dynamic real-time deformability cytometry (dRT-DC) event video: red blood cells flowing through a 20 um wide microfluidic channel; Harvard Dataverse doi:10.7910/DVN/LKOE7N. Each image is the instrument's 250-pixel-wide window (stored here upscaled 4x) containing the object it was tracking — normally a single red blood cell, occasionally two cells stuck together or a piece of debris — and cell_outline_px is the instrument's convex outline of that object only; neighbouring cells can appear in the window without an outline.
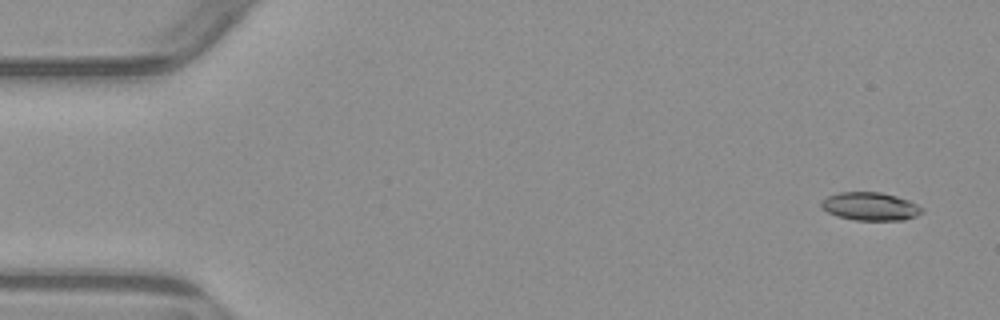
{"species": "common noctule bat (a hibernating species)", "species_latin": "Nyctalus noctula", "temperature_condition": "warm", "stored_images_in_passage": 7, "camera_frame_rate_fps": 3000, "um_per_image_px": 0.085, "animal": {"sex": "male", "body_mass_g": 23.1, "forearm_length_mm": 52.7}, "frame": {"image": 1, "passage_image": 1, "time_ms": 0.0, "image_size_px": [1000, 320], "cell_outline_px": [[924, 212], [916, 216], [904, 220], [856, 220], [836, 216], [828, 212], [820, 204], [820, 200], [828, 196], [840, 192], [880, 192], [896, 196], [908, 200], [924, 208]], "centroid_in_image_um": [73.98, 17.54], "position_along_channel_um": 11.0, "area_um2": 16.53}}
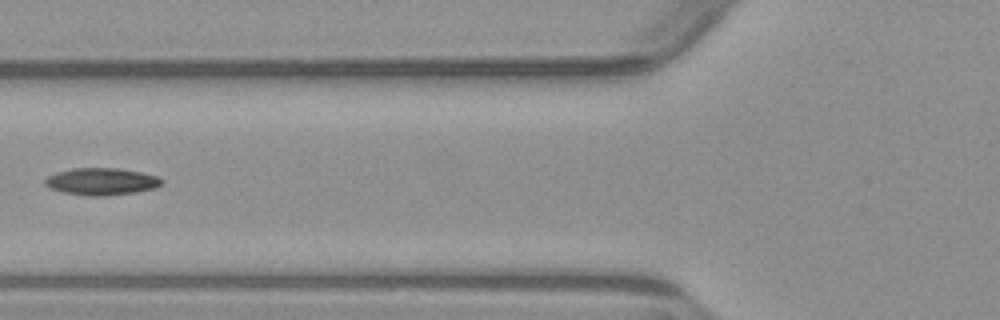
{"frame": {"image": 2, "passage_image": 6, "time_ms": 6.0, "image_size_px": [1000, 320], "cell_outline_px": [[164, 180], [156, 188], [136, 192], [104, 196], [88, 196], [64, 192], [48, 188], [44, 184], [44, 180], [48, 176], [56, 172], [72, 168], [116, 168], [140, 172], [156, 176]], "centroid_in_image_um": [8.6, 15.43], "position_along_channel_um": 117.2, "area_um2": 18.44}}
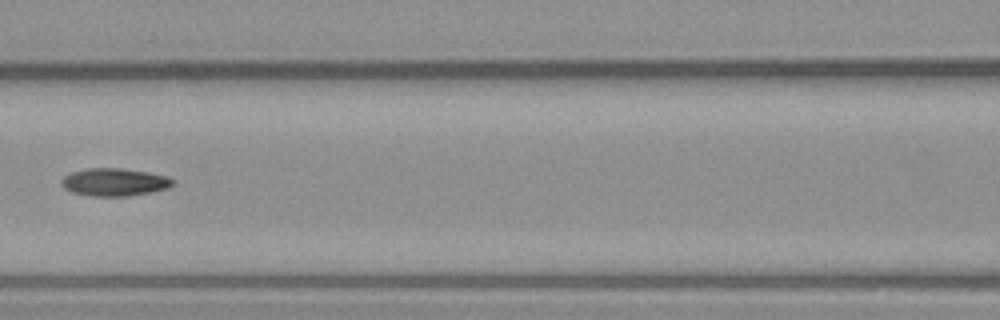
{"frame": {"image": 3, "passage_image": 7, "time_ms": 7.0, "image_size_px": [1000, 320], "cell_outline_px": [[172, 184], [168, 188], [152, 192], [128, 196], [92, 196], [72, 192], [64, 188], [60, 184], [60, 180], [64, 176], [72, 172], [84, 168], [120, 168], [148, 172], [168, 176], [172, 180]], "centroid_in_image_um": [9.69, 15.48], "position_along_channel_um": 156.9, "area_um2": 18.03}}